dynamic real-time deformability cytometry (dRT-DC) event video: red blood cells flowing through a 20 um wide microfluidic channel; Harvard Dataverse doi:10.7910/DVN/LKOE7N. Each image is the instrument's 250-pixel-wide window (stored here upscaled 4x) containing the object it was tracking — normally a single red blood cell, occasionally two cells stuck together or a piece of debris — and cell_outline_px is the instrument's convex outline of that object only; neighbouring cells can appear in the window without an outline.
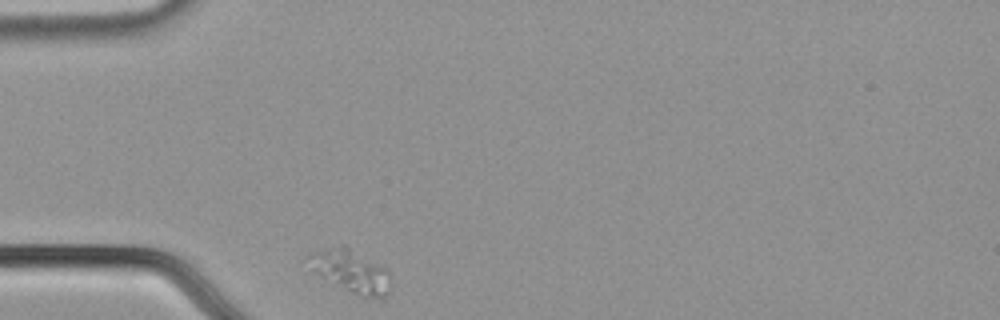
{"species": "common noctule bat (a hibernating species)", "species_latin": "Nyctalus noctula", "temperature_condition": "cold", "stored_images_in_passage": 33, "camera_frame_rate_fps": 3000, "um_per_image_px": 0.085, "animal": {"sex": "male", "body_mass_g": 21.5, "forearm_length_mm": 52.0}, "frame": {"image": 1, "passage_image": 1, "time_ms": 0.0, "image_size_px": [1000, 320], "cell_outline_px": [[388, 292], [384, 296], [360, 296], [308, 272], [304, 256], [312, 252], [344, 244], [388, 268]], "centroid_in_image_um": [29.69, 22.99], "position_along_channel_um": 55.3, "area_um2": 20.75}}
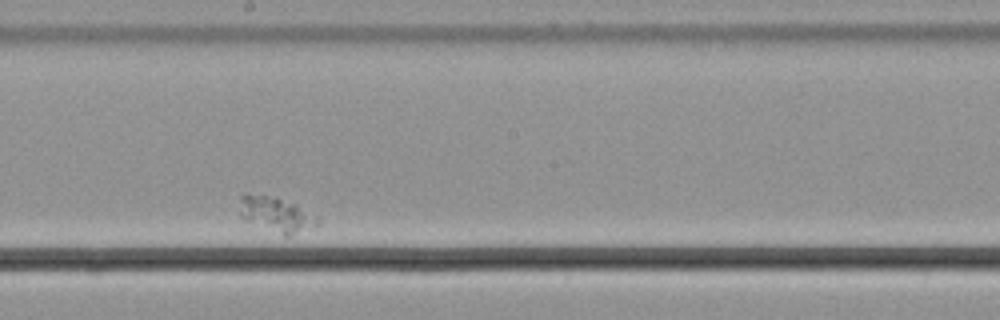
{"frame": {"image": 2, "passage_image": 19, "time_ms": 6.0, "image_size_px": [1000, 320], "cell_outline_px": [[320, 220], [316, 224], [288, 236], [284, 236], [240, 216], [240, 196], [276, 196], [296, 204], [320, 216]], "centroid_in_image_um": [23.55, 18.21], "position_along_channel_um": 224.6, "area_um2": 15.32}}
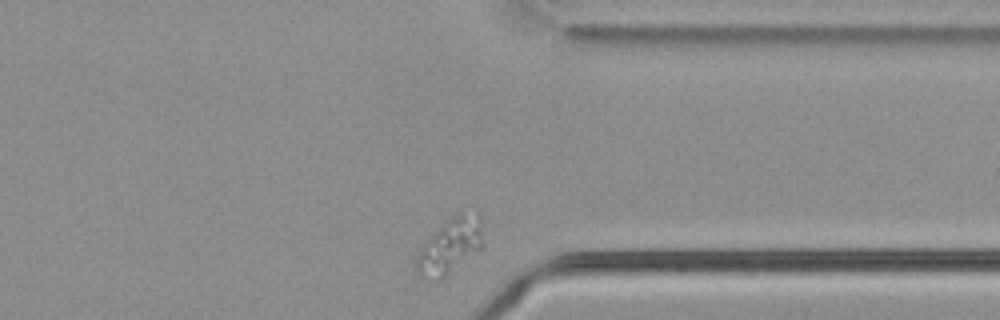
{"frame": {"image": 3, "passage_image": 33, "time_ms": 10.667, "image_size_px": [1000, 320], "cell_outline_px": [[484, 244], [480, 248], [444, 276], [420, 276], [416, 268], [416, 256], [432, 236], [448, 220], [460, 212], [480, 212]], "centroid_in_image_um": [38.34, 20.82], "position_along_channel_um": 373.1, "area_um2": 20.23}}